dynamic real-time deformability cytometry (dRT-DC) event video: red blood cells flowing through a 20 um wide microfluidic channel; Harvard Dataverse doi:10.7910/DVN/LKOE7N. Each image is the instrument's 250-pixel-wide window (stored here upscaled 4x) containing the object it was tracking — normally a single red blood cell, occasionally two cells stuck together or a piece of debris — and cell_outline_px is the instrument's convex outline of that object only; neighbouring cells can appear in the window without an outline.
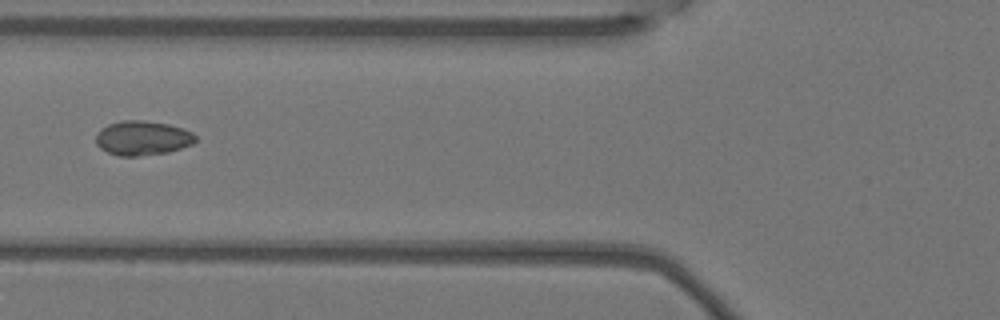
{"species": "Egyptian fruit bat (a non-hibernating species)", "species_latin": "Rousettus aegyptiacus", "temperature_condition": "warm", "stored_images_in_passage": 7, "camera_frame_rate_fps": 3000, "um_per_image_px": 0.085, "animal": {"sex": "female"}, "frame": {"image": 1, "passage_image": 6, "time_ms": 1.667, "image_size_px": [1000, 320], "cell_outline_px": [[196, 140], [192, 144], [168, 152], [136, 156], [116, 156], [100, 148], [96, 144], [96, 132], [100, 128], [108, 124], [124, 120], [140, 120], [168, 124], [184, 128], [192, 132], [196, 136]], "centroid_in_image_um": [12.09, 11.73], "position_along_channel_um": 113.7, "area_um2": 20.06}}
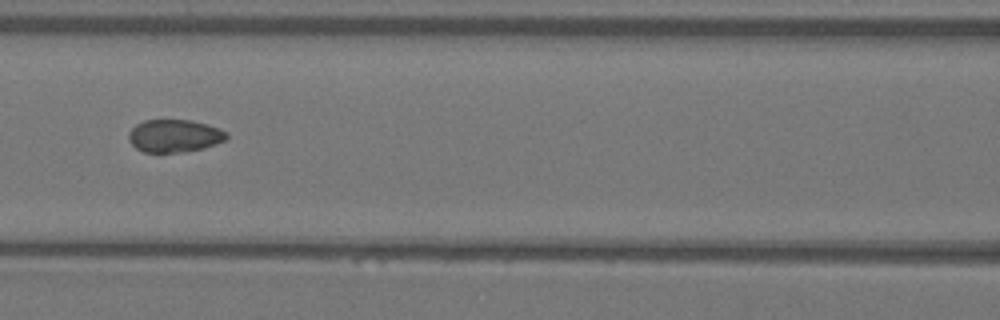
{"frame": {"image": 2, "passage_image": 7, "time_ms": 2.0, "image_size_px": [1000, 320], "cell_outline_px": [[228, 136], [224, 140], [204, 148], [184, 152], [144, 152], [136, 148], [128, 140], [128, 132], [136, 124], [144, 120], [192, 120], [220, 128], [228, 132]], "centroid_in_image_um": [14.81, 11.54], "position_along_channel_um": 151.8, "area_um2": 18.73}}